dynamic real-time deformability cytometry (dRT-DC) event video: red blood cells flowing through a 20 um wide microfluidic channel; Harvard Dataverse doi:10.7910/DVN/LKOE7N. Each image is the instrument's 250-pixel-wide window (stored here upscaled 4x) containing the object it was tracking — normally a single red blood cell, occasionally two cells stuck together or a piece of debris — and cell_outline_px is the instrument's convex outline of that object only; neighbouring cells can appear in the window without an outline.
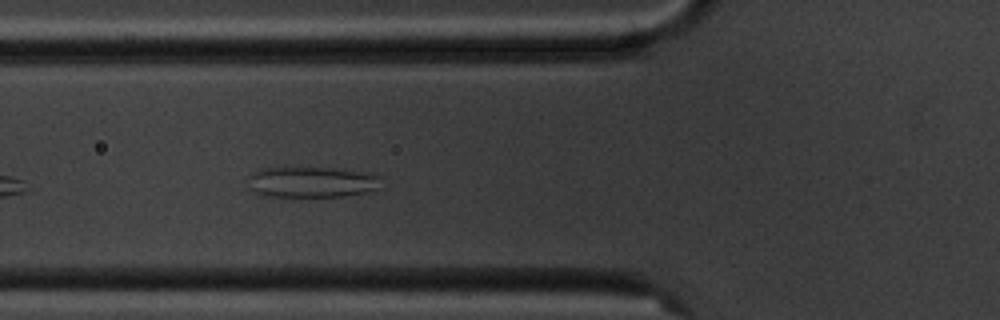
{"species": "common noctule bat (a hibernating species)", "species_latin": "Nyctalus noctula", "temperature_condition": "cold", "stored_images_in_passage": 3, "camera_frame_rate_fps": 3000, "um_per_image_px": 0.085, "animal": {"sex": "male", "body_mass_g": 20.1, "forearm_length_mm": 53.5}, "frame": {"image": 1, "passage_image": 3, "time_ms": 2.333, "image_size_px": [1000, 320], "cell_outline_px": [[384, 188], [368, 192], [344, 196], [260, 196], [252, 192], [248, 176], [260, 168], [284, 164], [328, 168], [364, 172], [380, 176]], "centroid_in_image_um": [26.47, 15.44], "position_along_channel_um": 99.3, "area_um2": 25.03}}